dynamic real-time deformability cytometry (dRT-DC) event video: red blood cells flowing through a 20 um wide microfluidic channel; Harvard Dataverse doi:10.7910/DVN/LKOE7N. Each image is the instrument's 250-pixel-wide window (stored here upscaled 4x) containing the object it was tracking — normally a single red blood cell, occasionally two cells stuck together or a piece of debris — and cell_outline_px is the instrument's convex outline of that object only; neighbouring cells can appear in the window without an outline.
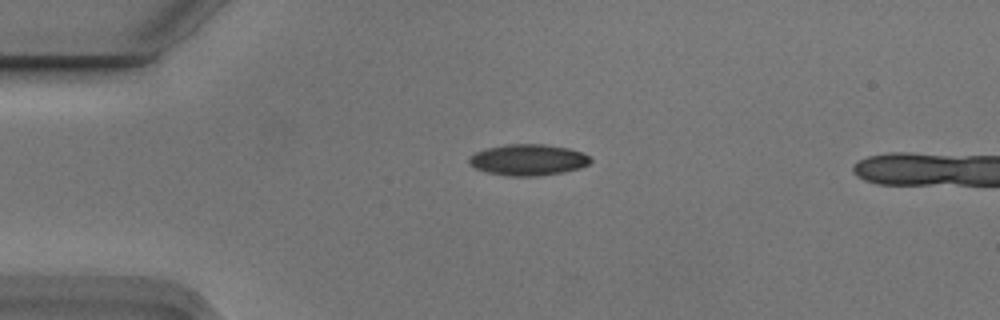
{"species": "Egyptian fruit bat (a non-hibernating species)", "species_latin": "Rousettus aegyptiacus", "temperature_condition": "cold", "stored_images_in_passage": 2, "camera_frame_rate_fps": 3000, "um_per_image_px": 0.085, "animal": {"sex": "male"}, "frame": {"image": 1, "passage_image": 1, "time_ms": 0.0, "image_size_px": [1000, 320], "cell_outline_px": [[592, 160], [588, 164], [580, 168], [564, 172], [536, 176], [508, 176], [488, 172], [476, 168], [468, 164], [468, 156], [472, 152], [484, 148], [504, 144], [544, 144], [568, 148], [580, 152], [588, 156]], "centroid_in_image_um": [44.82, 13.58], "position_along_channel_um": 40.2, "area_um2": 22.25}}